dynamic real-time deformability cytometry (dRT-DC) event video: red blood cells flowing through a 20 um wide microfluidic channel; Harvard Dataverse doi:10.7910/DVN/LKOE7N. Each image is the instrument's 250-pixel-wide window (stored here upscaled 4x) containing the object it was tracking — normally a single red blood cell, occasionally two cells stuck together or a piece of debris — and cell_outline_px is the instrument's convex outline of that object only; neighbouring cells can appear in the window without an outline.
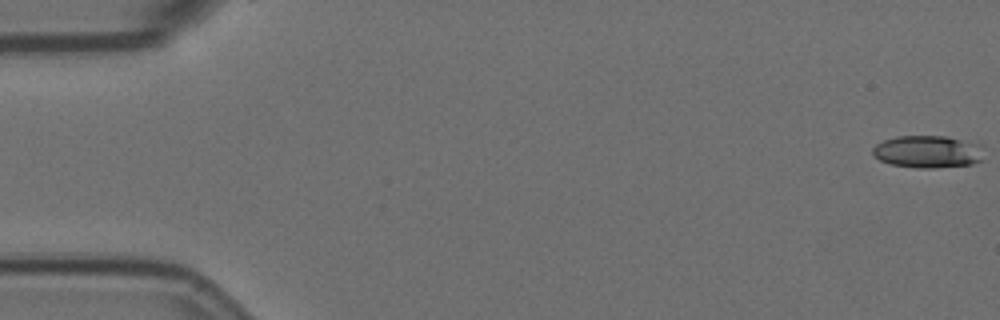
{"species": "Egyptian fruit bat (a non-hibernating species)", "species_latin": "Rousettus aegyptiacus", "temperature_condition": "room temperature", "stored_images_in_passage": 57, "camera_frame_rate_fps": 3000, "um_per_image_px": 0.085, "animal": {"sex": "female"}, "frame": {"image": 1, "passage_image": 1, "time_ms": 0.0, "image_size_px": [1000, 320], "cell_outline_px": [[984, 160], [972, 164], [936, 168], [916, 168], [892, 164], [880, 160], [872, 156], [872, 148], [876, 144], [884, 140], [896, 136], [944, 136], [984, 144]], "centroid_in_image_um": [78.92, 12.89], "position_along_channel_um": 6.1, "area_um2": 21.44}}
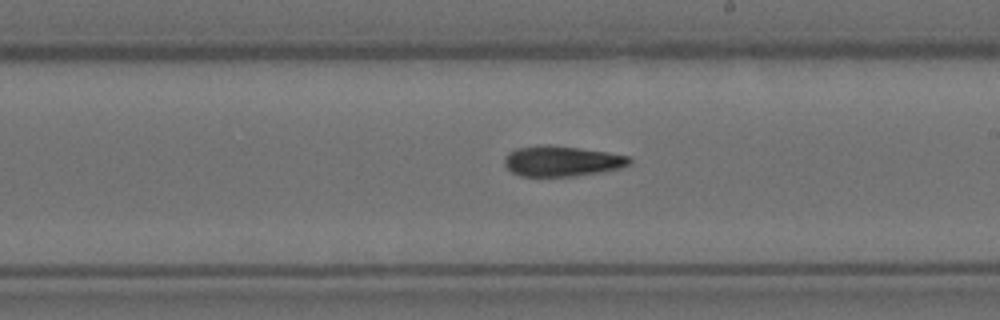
{"frame": {"image": 2, "passage_image": 33, "time_ms": 10.667, "image_size_px": [1000, 320], "cell_outline_px": [[632, 160], [628, 164], [620, 168], [600, 172], [572, 176], [520, 176], [512, 172], [504, 164], [504, 156], [508, 152], [516, 148], [548, 144], [608, 152], [628, 156]], "centroid_in_image_um": [47.72, 13.69], "position_along_channel_um": 241.3, "area_um2": 22.08}}
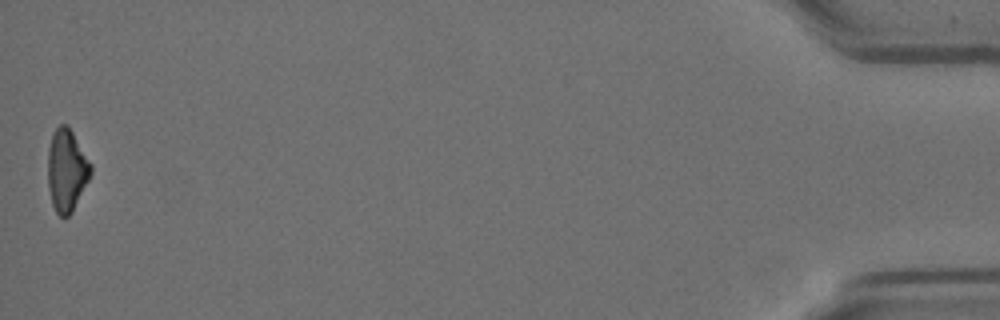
{"frame": {"image": 3, "passage_image": 57, "time_ms": 18.667, "image_size_px": [1000, 320], "cell_outline_px": [[92, 172], [72, 212], [68, 216], [60, 216], [56, 212], [52, 204], [48, 188], [48, 148], [52, 136], [56, 128], [60, 124], [68, 124], [92, 164]], "centroid_in_image_um": [5.67, 14.45], "position_along_channel_um": 429.5, "area_um2": 20.58}, "authors_computed_cell_mechanics": {"area_um2": 21.3282, "velocity_mm_per_s": 3.585, "shape_relaxation_time_tau1_ms": 9.041, "shape_relaxation_time_tau2_ms": 7.9762, "deformation_change_tau1": 0.2411, "deformation_change_tau2": 0.2069}}